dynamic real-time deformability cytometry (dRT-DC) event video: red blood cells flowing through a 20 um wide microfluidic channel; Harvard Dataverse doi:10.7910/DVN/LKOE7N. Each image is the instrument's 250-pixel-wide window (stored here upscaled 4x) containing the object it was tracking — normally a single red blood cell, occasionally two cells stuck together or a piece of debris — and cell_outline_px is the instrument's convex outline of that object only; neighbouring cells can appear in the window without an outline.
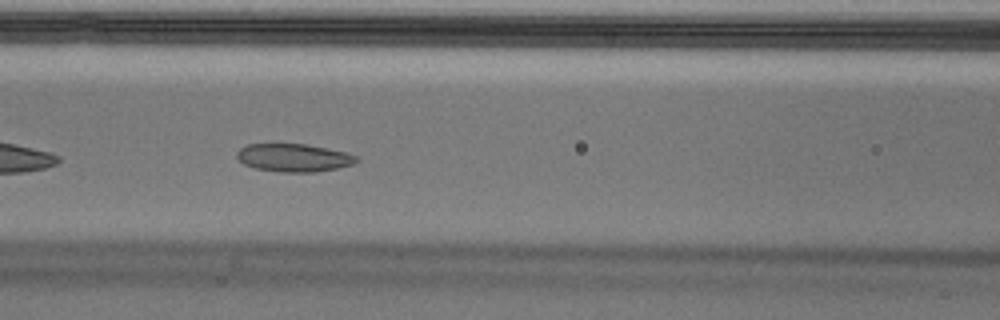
{"species": "Egyptian fruit bat (a non-hibernating species)", "species_latin": "Rousettus aegyptiacus", "temperature_condition": "cold", "stored_images_in_passage": 30, "camera_frame_rate_fps": 3000, "um_per_image_px": 0.085, "animal": {"sex": "male"}, "frame": {"image": 1, "passage_image": 9, "time_ms": 2.667, "image_size_px": [1000, 320], "cell_outline_px": [[360, 160], [352, 164], [336, 168], [316, 172], [280, 172], [256, 168], [244, 164], [236, 156], [236, 152], [240, 148], [248, 144], [308, 144], [348, 152], [356, 156]], "centroid_in_image_um": [24.99, 13.4], "position_along_channel_um": 141.6, "area_um2": 19.54}}
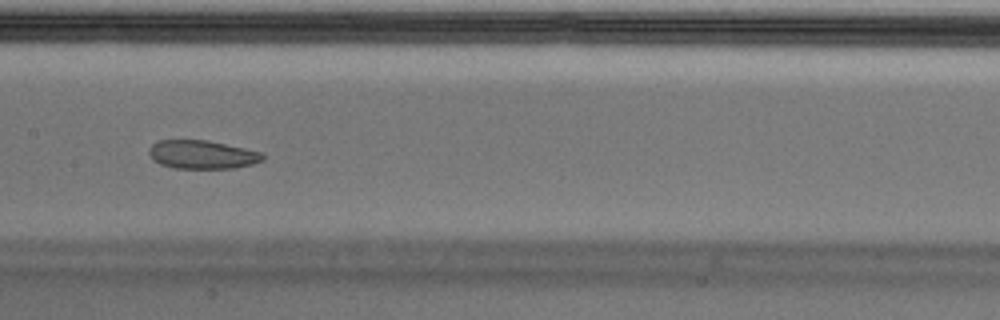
{"frame": {"image": 2, "passage_image": 13, "time_ms": 4.0, "image_size_px": [1000, 320], "cell_outline_px": [[264, 160], [252, 164], [236, 168], [172, 168], [160, 164], [152, 160], [148, 152], [148, 148], [152, 144], [160, 140], [208, 140], [264, 152]], "centroid_in_image_um": [17.19, 13.14], "position_along_channel_um": 190.2, "area_um2": 19.13}, "authors_computed_cell_mechanics": {"area_um2": 19.9121, "velocity_mm_per_s": 3.6374, "shape_relaxation_time_tau1_ms": null, "shape_relaxation_time_tau2_ms": 1.4038, "deformation_change_tau1": null, "deformation_change_tau2": 0.0644}}